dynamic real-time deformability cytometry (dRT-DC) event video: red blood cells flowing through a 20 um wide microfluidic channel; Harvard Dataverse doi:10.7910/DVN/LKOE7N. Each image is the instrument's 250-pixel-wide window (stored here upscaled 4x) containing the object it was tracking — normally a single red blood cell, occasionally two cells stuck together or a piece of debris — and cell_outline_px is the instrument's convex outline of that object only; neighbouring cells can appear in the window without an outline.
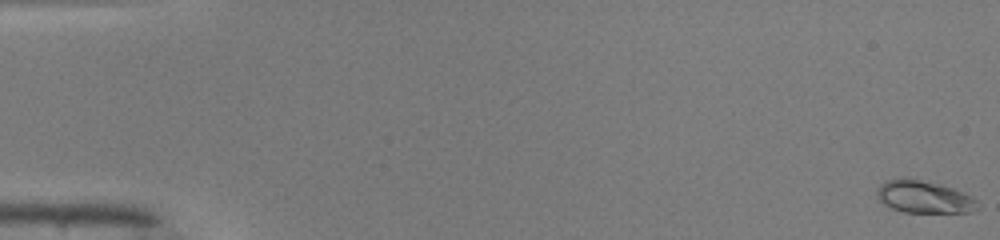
{"species": "common noctule bat (a hibernating species)", "species_latin": "Nyctalus noctula", "temperature_condition": "warm", "stored_images_in_passage": 50, "camera_frame_rate_fps": 3000, "um_per_image_px": 0.085, "animal": {"sex": "male", "body_mass_g": 19.0, "forearm_length_mm": 50.8}, "frame": {"image": 1, "passage_image": 1, "time_ms": 0.0, "image_size_px": [1000, 240], "cell_outline_px": [[980, 208], [972, 212], [904, 212], [892, 208], [884, 204], [880, 200], [876, 192], [880, 184], [888, 180], [900, 176], [908, 176], [940, 184], [952, 188], [972, 196], [980, 204]], "centroid_in_image_um": [78.55, 16.71], "position_along_channel_um": 6.5, "area_um2": 19.31}}
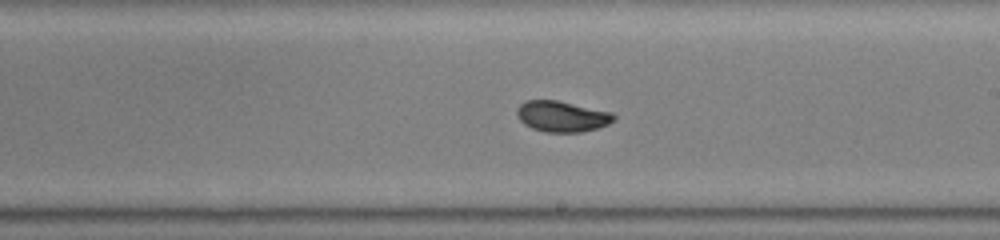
{"frame": {"image": 2, "passage_image": 30, "time_ms": 9.667, "image_size_px": [1000, 240], "cell_outline_px": [[616, 120], [608, 124], [596, 128], [580, 132], [544, 132], [532, 128], [524, 124], [520, 120], [516, 112], [516, 108], [520, 104], [528, 100], [556, 100], [612, 112], [616, 116]], "centroid_in_image_um": [47.77, 9.89], "position_along_channel_um": 241.2, "area_um2": 17.4}}
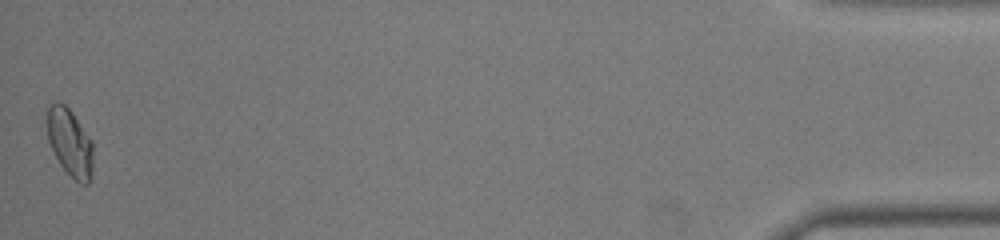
{"frame": {"image": 3, "passage_image": 50, "time_ms": 16.333, "image_size_px": [1000, 240], "cell_outline_px": [[92, 176], [88, 184], [80, 184], [60, 164], [48, 140], [48, 104], [64, 104], [72, 112], [92, 140]], "centroid_in_image_um": [5.97, 12.14], "position_along_channel_um": 429.2, "area_um2": 17.69}, "authors_computed_cell_mechanics": {"area_um2": 17.6868, "velocity_mm_per_s": 4.1423, "shape_relaxation_time_tau1_ms": 3.6242, "shape_relaxation_time_tau2_ms": null, "deformation_change_tau1": 0.1372, "deformation_change_tau2": null}}